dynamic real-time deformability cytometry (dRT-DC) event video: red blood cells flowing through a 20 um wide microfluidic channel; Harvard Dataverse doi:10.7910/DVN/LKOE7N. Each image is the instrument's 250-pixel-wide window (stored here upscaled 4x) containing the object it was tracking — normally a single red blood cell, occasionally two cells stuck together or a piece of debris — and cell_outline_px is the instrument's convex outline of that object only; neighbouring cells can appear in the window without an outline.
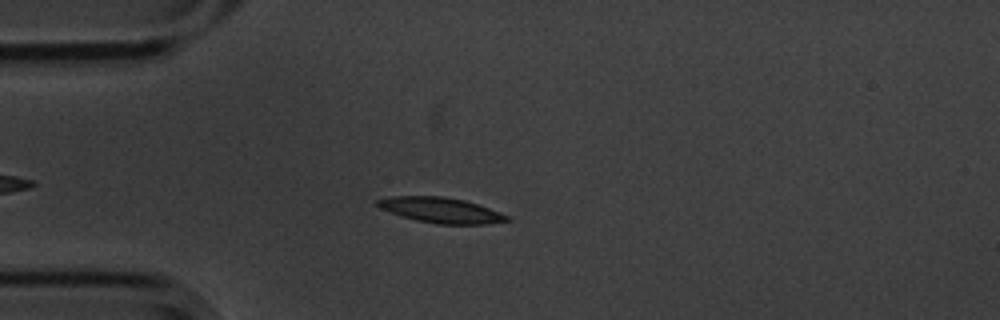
{"species": "common noctule bat (a hibernating species)", "species_latin": "Nyctalus noctula", "temperature_condition": "cold", "stored_images_in_passage": 42, "camera_frame_rate_fps": 3000, "um_per_image_px": 0.085, "animal": {"sex": "male", "body_mass_g": 20.1, "forearm_length_mm": 53.5}, "frame": {"image": 1, "passage_image": 11, "time_ms": 3.333, "image_size_px": [1000, 320], "cell_outline_px": [[512, 220], [488, 224], [436, 224], [416, 220], [400, 216], [380, 208], [376, 204], [376, 200], [392, 196], [444, 196], [464, 200], [500, 212], [508, 216]], "centroid_in_image_um": [37.47, 17.87], "position_along_channel_um": 47.5, "area_um2": 19.13}}
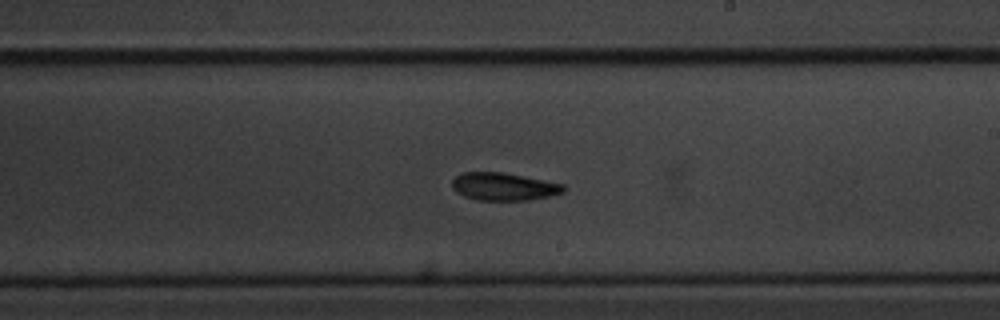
{"frame": {"image": 2, "passage_image": 29, "time_ms": 9.333, "image_size_px": [1000, 320], "cell_outline_px": [[564, 192], [548, 196], [528, 200], [476, 200], [464, 196], [456, 192], [452, 188], [452, 180], [456, 176], [464, 172], [504, 172], [564, 184]], "centroid_in_image_um": [42.79, 15.86], "position_along_channel_um": 246.2, "area_um2": 17.98}}
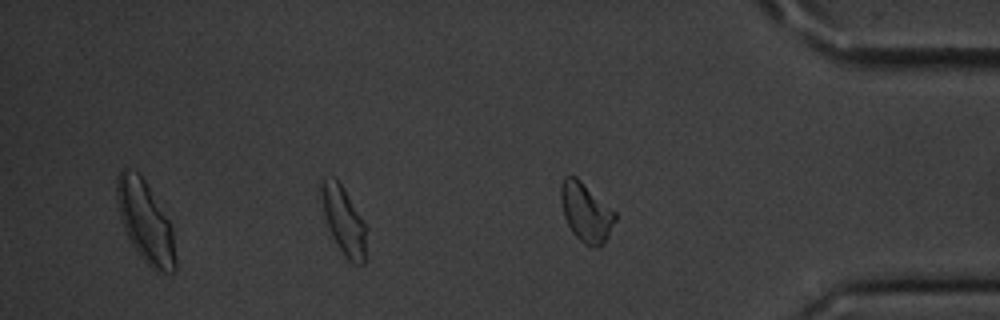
{"frame": {"image": 3, "passage_image": 42, "time_ms": 13.667, "image_size_px": [1000, 320], "cell_outline_px": [[616, 220], [604, 244], [600, 248], [596, 248], [584, 244], [572, 232], [564, 216], [560, 200], [560, 188], [564, 176], [576, 176], [616, 212]], "centroid_in_image_um": [49.81, 18.06], "position_along_channel_um": 385.4, "area_um2": 18.73}, "authors_computed_cell_mechanics": {"area_um2": 18.207, "velocity_mm_per_s": 3.5463, "shape_relaxation_time_tau1_ms": 4.2203, "shape_relaxation_time_tau2_ms": 7.4528, "deformation_change_tau1": 0.1122, "deformation_change_tau2": 0.143}}